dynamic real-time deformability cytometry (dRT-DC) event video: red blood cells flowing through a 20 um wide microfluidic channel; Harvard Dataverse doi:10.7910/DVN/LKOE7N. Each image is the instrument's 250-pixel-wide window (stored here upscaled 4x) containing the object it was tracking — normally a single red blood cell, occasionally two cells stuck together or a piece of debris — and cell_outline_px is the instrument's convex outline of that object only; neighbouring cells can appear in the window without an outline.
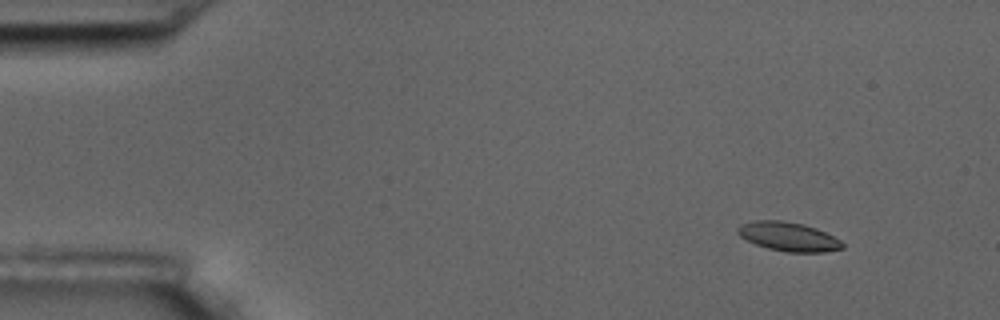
{"species": "common noctule bat (a hibernating species)", "species_latin": "Nyctalus noctula", "temperature_condition": "room temperature", "stored_images_in_passage": 5, "camera_frame_rate_fps": 3000, "um_per_image_px": 0.085, "animal": {"sex": "male", "body_mass_g": 17.5, "forearm_length_mm": 52.3}, "frame": {"image": 1, "passage_image": 2, "time_ms": 1.333, "image_size_px": [1000, 320], "cell_outline_px": [[844, 248], [824, 252], [788, 252], [768, 248], [756, 244], [740, 236], [736, 232], [736, 228], [740, 224], [752, 220], [780, 220], [804, 224], [816, 228], [840, 240], [844, 244]], "centroid_in_image_um": [66.99, 20.1], "position_along_channel_um": 18.0, "area_um2": 17.69}}
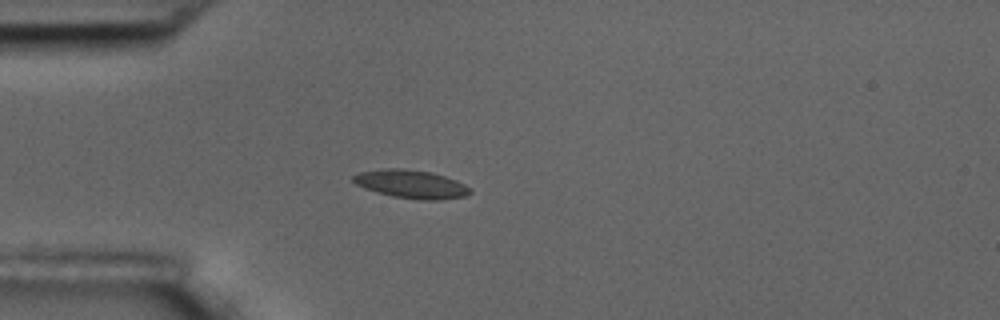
{"frame": {"image": 2, "passage_image": 5, "time_ms": 4.667, "image_size_px": [1000, 320], "cell_outline_px": [[472, 192], [464, 196], [440, 200], [420, 200], [392, 196], [376, 192], [364, 188], [356, 184], [352, 180], [352, 176], [360, 172], [384, 168], [404, 168], [432, 172], [456, 180], [472, 188]], "centroid_in_image_um": [34.95, 15.65], "position_along_channel_um": 50.0, "area_um2": 19.42}}